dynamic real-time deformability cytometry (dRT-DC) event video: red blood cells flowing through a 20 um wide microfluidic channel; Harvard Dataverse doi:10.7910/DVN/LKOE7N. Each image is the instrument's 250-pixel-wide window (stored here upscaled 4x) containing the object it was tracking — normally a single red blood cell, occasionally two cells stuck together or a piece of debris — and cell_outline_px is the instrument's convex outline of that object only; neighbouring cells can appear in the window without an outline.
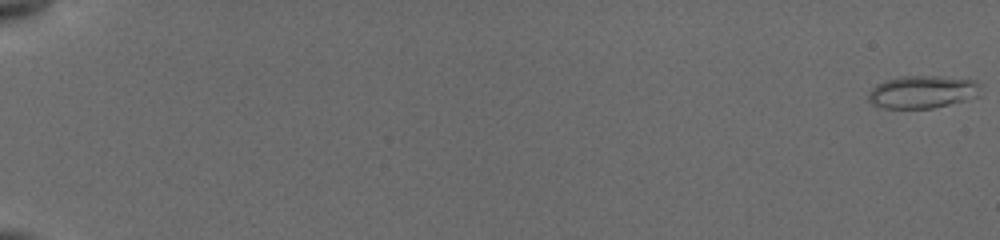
{"species": "common noctule bat (a hibernating species)", "species_latin": "Nyctalus noctula", "temperature_condition": "cold", "stored_images_in_passage": 9, "camera_frame_rate_fps": 3000, "um_per_image_px": 0.085, "animal": {"sex": "female", "body_mass_g": 19.5, "forearm_length_mm": 54.1}, "frame": {"image": 1, "passage_image": 1, "time_ms": 0.0, "image_size_px": [1000, 240], "cell_outline_px": [[976, 96], [964, 100], [932, 108], [884, 108], [872, 104], [868, 100], [868, 92], [876, 84], [884, 80], [900, 76], [940, 76], [976, 80]], "centroid_in_image_um": [78.3, 7.8], "position_along_channel_um": 6.7, "area_um2": 21.04}}
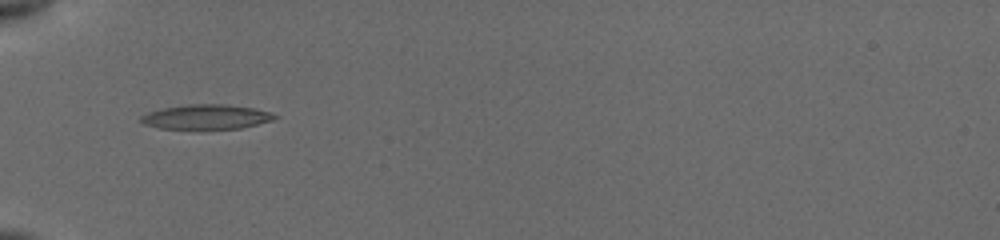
{"frame": {"image": 2, "passage_image": 8, "time_ms": 7.0, "image_size_px": [1000, 240], "cell_outline_px": [[280, 116], [272, 120], [240, 128], [160, 128], [144, 124], [140, 120], [140, 116], [148, 112], [160, 108], [188, 104], [228, 104], [252, 108], [272, 112]], "centroid_in_image_um": [17.53, 9.91], "position_along_channel_um": 67.5, "area_um2": 19.07}}